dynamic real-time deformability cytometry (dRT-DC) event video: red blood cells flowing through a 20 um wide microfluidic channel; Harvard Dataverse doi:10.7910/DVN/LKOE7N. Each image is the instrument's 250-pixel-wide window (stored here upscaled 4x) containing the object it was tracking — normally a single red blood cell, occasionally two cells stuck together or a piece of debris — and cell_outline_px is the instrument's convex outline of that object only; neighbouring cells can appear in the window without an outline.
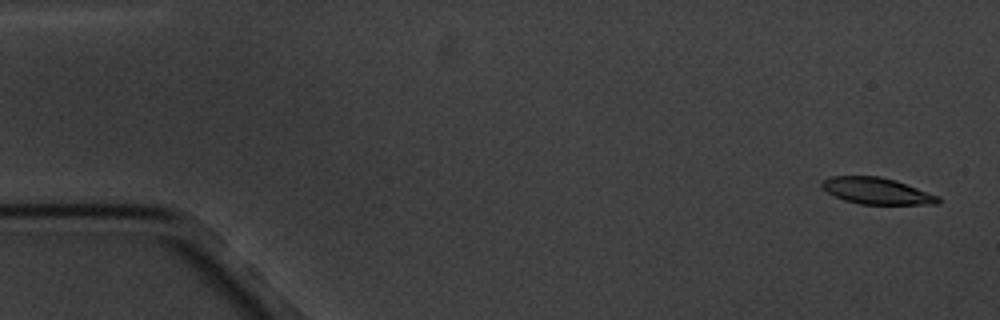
{"species": "common noctule bat (a hibernating species)", "species_latin": "Nyctalus noctula", "temperature_condition": "cold", "stored_images_in_passage": 5, "camera_frame_rate_fps": 3000, "um_per_image_px": 0.085, "animal": {"sex": "male", "body_mass_g": 20.1, "forearm_length_mm": 53.5}, "frame": {"image": 1, "passage_image": 1, "time_ms": 0.0, "image_size_px": [1000, 320], "cell_outline_px": [[940, 204], [860, 204], [844, 200], [828, 192], [820, 184], [820, 180], [832, 176], [880, 176], [896, 180], [940, 196]], "centroid_in_image_um": [74.54, 16.22], "position_along_channel_um": 10.5, "area_um2": 17.98}}
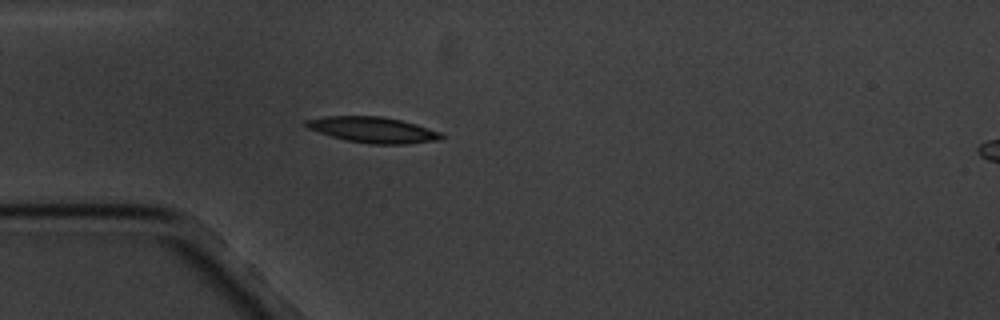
{"frame": {"image": 2, "passage_image": 5, "time_ms": 4.667, "image_size_px": [1000, 320], "cell_outline_px": [[444, 136], [440, 140], [408, 144], [368, 144], [344, 140], [308, 128], [304, 124], [304, 120], [324, 116], [380, 116], [400, 120], [416, 124], [440, 132]], "centroid_in_image_um": [31.7, 11.04], "position_along_channel_um": 53.3, "area_um2": 20.35}}